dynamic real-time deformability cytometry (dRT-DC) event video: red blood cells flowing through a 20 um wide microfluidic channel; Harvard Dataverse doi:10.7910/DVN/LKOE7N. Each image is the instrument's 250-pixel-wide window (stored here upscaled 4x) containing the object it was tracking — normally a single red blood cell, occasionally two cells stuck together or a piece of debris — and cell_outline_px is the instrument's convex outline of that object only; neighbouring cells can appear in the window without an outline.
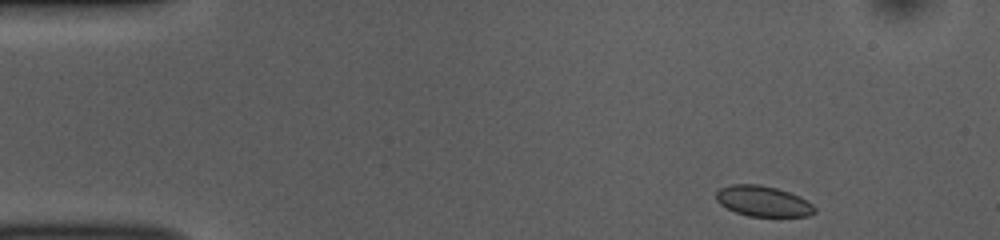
{"species": "common noctule bat (a hibernating species)", "species_latin": "Nyctalus noctula", "temperature_condition": "room temperature", "stored_images_in_passage": 47, "camera_frame_rate_fps": 3000, "um_per_image_px": 0.085, "animal": {"sex": "female", "body_mass_g": 10.0, "forearm_length_mm": 53.1}, "frame": {"image": 1, "passage_image": 1, "time_ms": 0.0, "image_size_px": [1000, 240], "cell_outline_px": [[816, 212], [808, 216], [748, 216], [736, 212], [720, 204], [716, 200], [716, 192], [720, 188], [732, 184], [760, 184], [776, 188], [800, 196], [812, 204], [816, 208]], "centroid_in_image_um": [64.86, 17.1], "position_along_channel_um": 20.1, "area_um2": 17.51}}
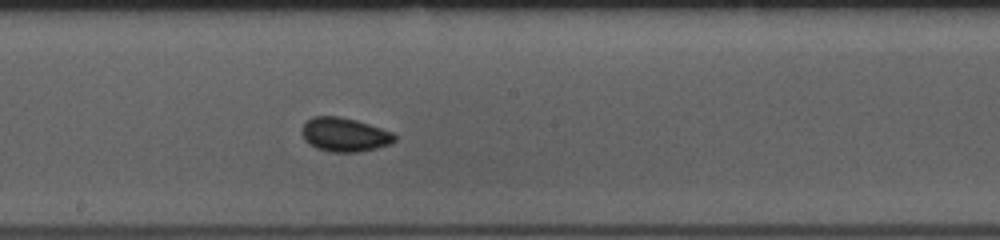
{"frame": {"image": 2, "passage_image": 23, "time_ms": 7.333, "image_size_px": [1000, 240], "cell_outline_px": [[396, 140], [388, 144], [376, 148], [360, 152], [332, 152], [316, 148], [308, 144], [304, 140], [300, 132], [300, 128], [312, 116], [340, 116], [356, 120], [392, 132], [396, 136]], "centroid_in_image_um": [29.23, 11.44], "position_along_channel_um": 219.0, "area_um2": 18.44}}
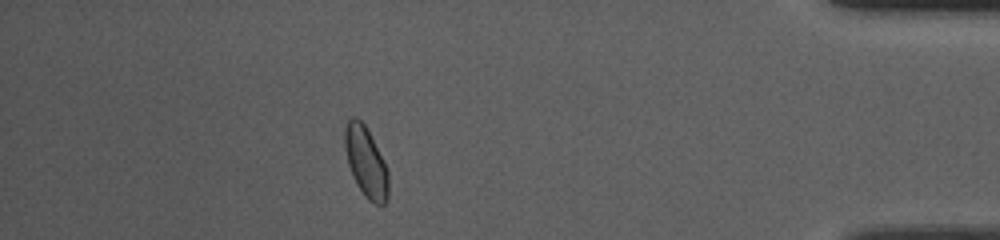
{"frame": {"image": 3, "passage_image": 41, "time_ms": 13.333, "image_size_px": [1000, 240], "cell_outline_px": [[388, 196], [384, 204], [376, 204], [368, 200], [364, 196], [356, 184], [352, 176], [348, 164], [344, 144], [344, 128], [348, 120], [352, 116], [356, 116], [368, 128], [388, 172]], "centroid_in_image_um": [31.08, 13.75], "position_along_channel_um": 404.1, "area_um2": 17.92}, "authors_computed_cell_mechanics": {"area_um2": 17.6868, "velocity_mm_per_s": 3.8406, "shape_relaxation_time_tau1_ms": 2.2089, "shape_relaxation_time_tau2_ms": 1.6775, "deformation_change_tau1": 0.0576, "deformation_change_tau2": 0.0478}}